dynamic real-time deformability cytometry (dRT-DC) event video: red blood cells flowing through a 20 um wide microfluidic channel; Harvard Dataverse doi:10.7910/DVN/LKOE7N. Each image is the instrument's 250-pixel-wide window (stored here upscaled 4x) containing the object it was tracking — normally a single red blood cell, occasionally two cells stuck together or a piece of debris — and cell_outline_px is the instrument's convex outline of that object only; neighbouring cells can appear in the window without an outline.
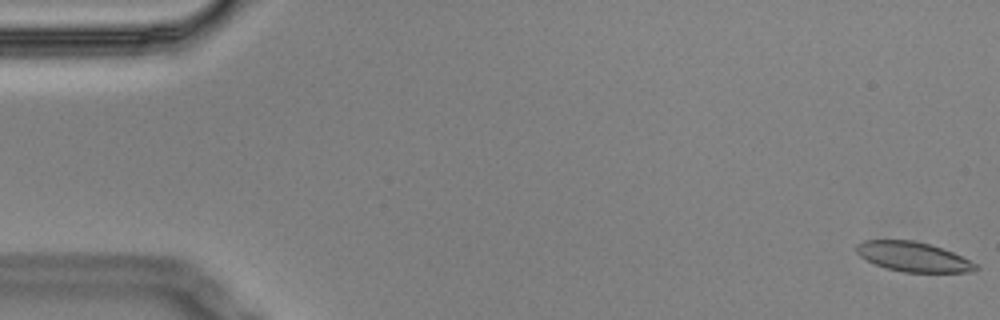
{"species": "Egyptian fruit bat (a non-hibernating species)", "species_latin": "Rousettus aegyptiacus", "temperature_condition": "cold", "stored_images_in_passage": 15, "camera_frame_rate_fps": 3000, "um_per_image_px": 0.085, "animal": {"sex": "male"}, "frame": {"image": 1, "passage_image": 1, "time_ms": 0.0, "image_size_px": [1000, 320], "cell_outline_px": [[980, 268], [972, 272], [904, 272], [884, 268], [860, 256], [856, 252], [856, 244], [864, 240], [912, 240], [928, 244], [952, 252], [976, 264]], "centroid_in_image_um": [77.6, 21.83], "position_along_channel_um": 7.4, "area_um2": 20.4}}
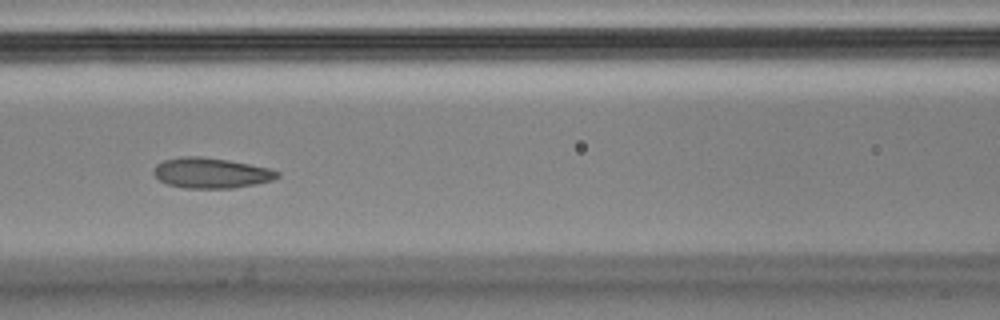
{"frame": {"image": 2, "passage_image": 7, "time_ms": 2.0, "image_size_px": [1000, 320], "cell_outline_px": [[280, 176], [272, 180], [256, 184], [232, 188], [184, 188], [168, 184], [160, 180], [152, 172], [152, 168], [156, 164], [164, 160], [180, 156], [200, 156], [228, 160], [268, 168], [280, 172]], "centroid_in_image_um": [17.91, 14.7], "position_along_channel_um": 148.7, "area_um2": 21.91}}
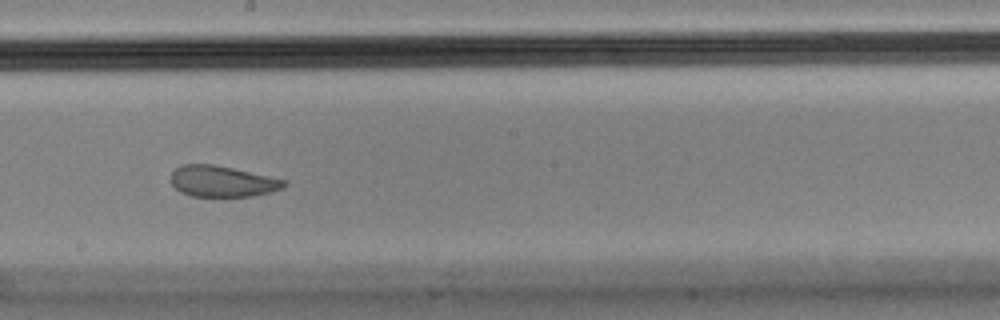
{"frame": {"image": 3, "passage_image": 9, "time_ms": 2.667, "image_size_px": [1000, 320], "cell_outline_px": [[288, 184], [284, 188], [252, 196], [192, 196], [180, 192], [168, 180], [172, 172], [180, 164], [212, 164], [232, 168], [288, 180]], "centroid_in_image_um": [18.88, 15.41], "position_along_channel_um": 229.3, "area_um2": 20.58}}